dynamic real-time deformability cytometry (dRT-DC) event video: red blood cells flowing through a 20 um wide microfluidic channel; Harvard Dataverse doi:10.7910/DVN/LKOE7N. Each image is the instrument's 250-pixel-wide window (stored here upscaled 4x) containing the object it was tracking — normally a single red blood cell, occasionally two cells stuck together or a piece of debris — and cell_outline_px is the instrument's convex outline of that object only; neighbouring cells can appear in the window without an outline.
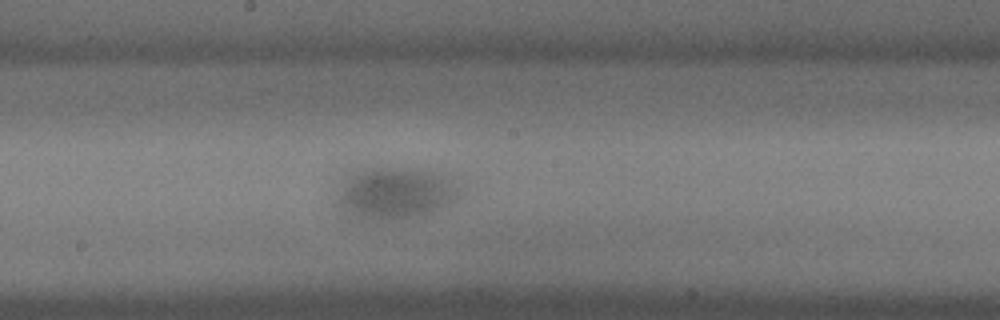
{"species": "common noctule bat (a hibernating species)", "species_latin": "Nyctalus noctula", "temperature_condition": "cold", "stored_images_in_passage": 54, "camera_frame_rate_fps": 3000, "um_per_image_px": 0.085, "animal": {"sex": "male", "body_mass_g": 18.8}, "frame": {"image": 1, "passage_image": 29, "time_ms": 9.333, "image_size_px": [1000, 320], "cell_outline_px": [[464, 188], [456, 200], [424, 216], [356, 216], [344, 212], [336, 204], [332, 196], [344, 176], [360, 168], [424, 168], [444, 172]], "centroid_in_image_um": [33.61, 16.31], "position_along_channel_um": 214.6, "area_um2": 37.51}}
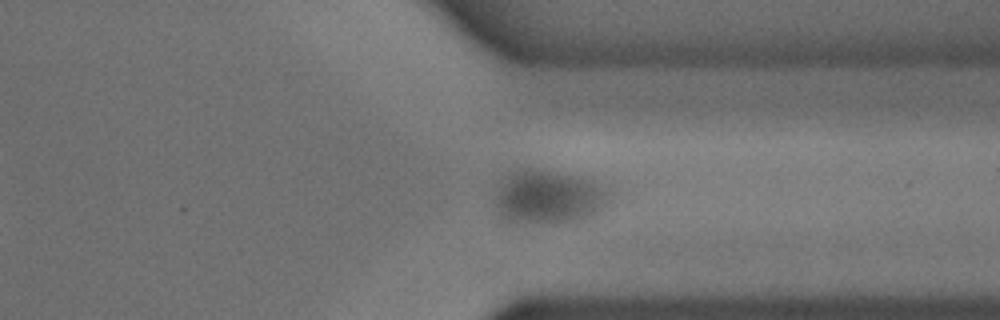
{"frame": {"image": 2, "passage_image": 41, "time_ms": 13.333, "image_size_px": [1000, 320], "cell_outline_px": [[616, 204], [584, 220], [568, 224], [540, 224], [516, 220], [504, 216], [500, 212], [492, 200], [500, 184], [512, 172], [528, 168], [536, 168], [560, 172], [580, 176], [608, 184], [616, 188]], "centroid_in_image_um": [46.92, 16.74], "position_along_channel_um": 364.5, "area_um2": 37.8}}
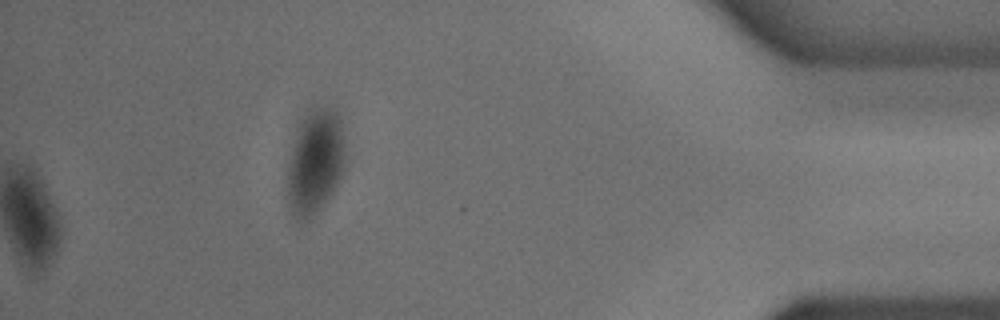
{"frame": {"image": 3, "passage_image": 54, "time_ms": 17.667, "image_size_px": [1000, 320], "cell_outline_px": [[344, 168], [332, 192], [304, 220], [296, 220], [288, 196], [288, 168], [296, 128], [300, 120], [308, 108], [316, 104], [324, 104], [336, 108], [340, 112], [344, 136]], "centroid_in_image_um": [26.81, 13.52], "position_along_channel_um": 408.4, "area_um2": 35.2}}